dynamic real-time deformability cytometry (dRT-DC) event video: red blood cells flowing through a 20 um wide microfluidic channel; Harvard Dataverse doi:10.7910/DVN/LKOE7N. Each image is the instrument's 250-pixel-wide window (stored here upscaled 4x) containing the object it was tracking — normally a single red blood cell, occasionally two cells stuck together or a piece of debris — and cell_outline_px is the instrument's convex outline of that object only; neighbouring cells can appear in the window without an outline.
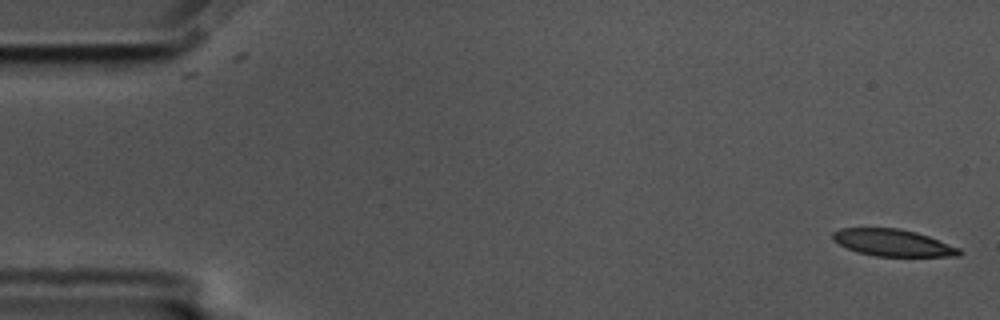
{"species": "common noctule bat (a hibernating species)", "species_latin": "Nyctalus noctula", "temperature_condition": "cold", "stored_images_in_passage": 58, "camera_frame_rate_fps": 3000, "um_per_image_px": 0.085, "animal": {"sex": "male", "body_mass_g": 17.5, "forearm_length_mm": 52.3}, "frame": {"image": 1, "passage_image": 1, "time_ms": 0.0, "image_size_px": [1000, 320], "cell_outline_px": [[964, 252], [960, 256], [876, 256], [856, 252], [832, 240], [832, 232], [840, 228], [900, 228], [916, 232], [928, 236], [960, 248]], "centroid_in_image_um": [75.9, 20.63], "position_along_channel_um": 9.1, "area_um2": 19.88}}
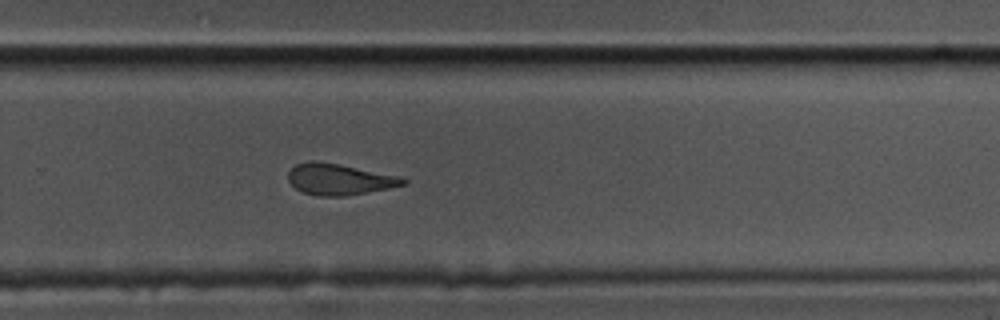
{"frame": {"image": 2, "passage_image": 38, "time_ms": 12.333, "image_size_px": [1000, 320], "cell_outline_px": [[408, 184], [388, 188], [344, 196], [316, 196], [304, 192], [296, 188], [288, 180], [288, 172], [296, 164], [312, 160], [340, 164], [400, 176], [408, 180]], "centroid_in_image_um": [28.85, 15.23], "position_along_channel_um": 300.9, "area_um2": 20.81}}
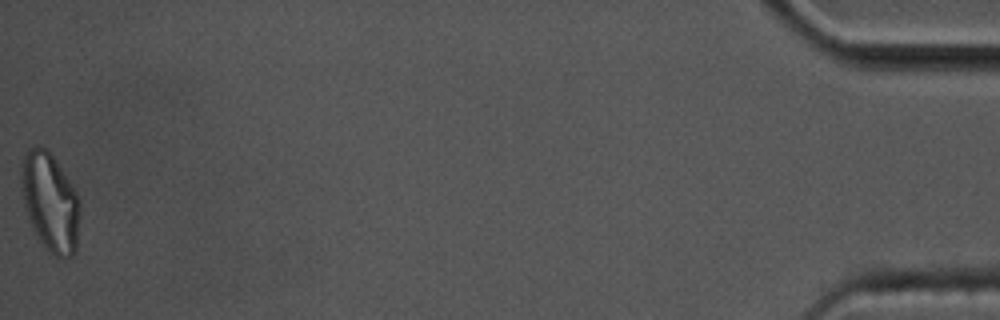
{"frame": {"image": 3, "passage_image": 58, "time_ms": 19.0, "image_size_px": [1000, 320], "cell_outline_px": [[80, 212], [76, 248], [72, 256], [56, 256], [48, 252], [40, 240], [24, 208], [20, 188], [20, 160], [24, 152], [28, 148], [44, 148], [56, 160], [76, 192], [80, 200]], "centroid_in_image_um": [4.23, 17.15], "position_along_channel_um": 431.0, "area_um2": 33.64}, "authors_computed_cell_mechanics": {"area_um2": 21.6461, "velocity_mm_per_s": 3.4338, "shape_relaxation_time_tau1_ms": 8.1111, "shape_relaxation_time_tau2_ms": 4.432, "deformation_change_tau1": 0.2071, "deformation_change_tau2": 0.1456}}